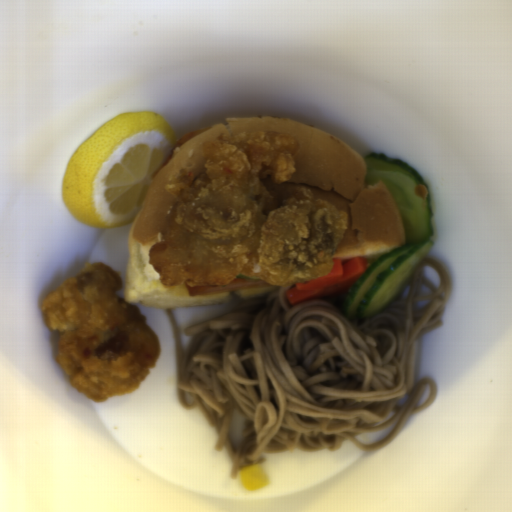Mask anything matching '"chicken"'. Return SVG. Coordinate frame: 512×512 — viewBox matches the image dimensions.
I'll return each instance as SVG.
<instances>
[{"mask_svg":"<svg viewBox=\"0 0 512 512\" xmlns=\"http://www.w3.org/2000/svg\"><path fill=\"white\" fill-rule=\"evenodd\" d=\"M122 285L110 266L88 261L41 301L58 337L55 361L72 387L97 404L138 390L160 352L139 306L119 295Z\"/></svg>","mask_w":512,"mask_h":512,"instance_id":"chicken-2","label":"chicken"},{"mask_svg":"<svg viewBox=\"0 0 512 512\" xmlns=\"http://www.w3.org/2000/svg\"><path fill=\"white\" fill-rule=\"evenodd\" d=\"M300 142L282 131L221 133L168 186L147 258L163 287L222 286L239 274L272 285L327 276L347 213L294 187Z\"/></svg>","mask_w":512,"mask_h":512,"instance_id":"chicken-1","label":"chicken"}]
</instances>
